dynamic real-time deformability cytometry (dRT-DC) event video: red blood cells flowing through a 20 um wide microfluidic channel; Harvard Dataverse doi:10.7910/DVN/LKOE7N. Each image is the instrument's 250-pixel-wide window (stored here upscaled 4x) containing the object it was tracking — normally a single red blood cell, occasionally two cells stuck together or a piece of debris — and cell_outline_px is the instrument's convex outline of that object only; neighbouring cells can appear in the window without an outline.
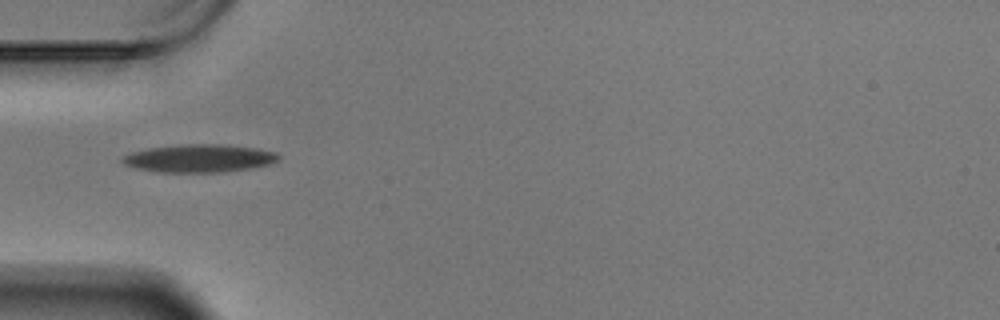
{"species": "Egyptian fruit bat (a non-hibernating species)", "species_latin": "Rousettus aegyptiacus", "temperature_condition": "warm", "stored_images_in_passage": 23, "camera_frame_rate_fps": 3000, "um_per_image_px": 0.085, "animal": {"sex": "male"}, "frame": {"image": 1, "passage_image": 1, "time_ms": 0.0, "image_size_px": [1000, 320], "cell_outline_px": [[280, 156], [276, 160], [268, 164], [248, 168], [224, 172], [160, 172], [136, 168], [124, 164], [120, 160], [124, 156], [132, 152], [148, 148], [180, 144], [220, 144], [256, 148], [276, 152]], "centroid_in_image_um": [16.9, 13.45], "position_along_channel_um": 68.1, "area_um2": 25.2}}
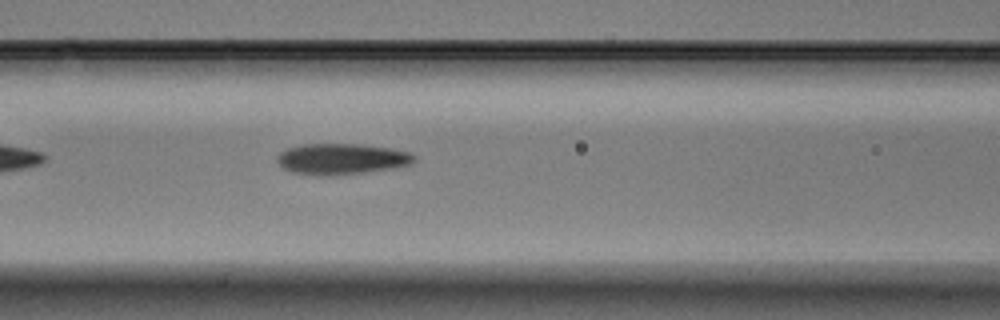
{"frame": {"image": 2, "passage_image": 7, "time_ms": 2.0, "image_size_px": [1000, 320], "cell_outline_px": [[416, 160], [408, 164], [396, 168], [364, 172], [292, 172], [284, 168], [276, 160], [276, 156], [280, 152], [288, 148], [304, 144], [360, 144], [388, 148], [412, 152], [416, 156]], "centroid_in_image_um": [29.1, 13.45], "position_along_channel_um": 137.5, "area_um2": 23.58}}
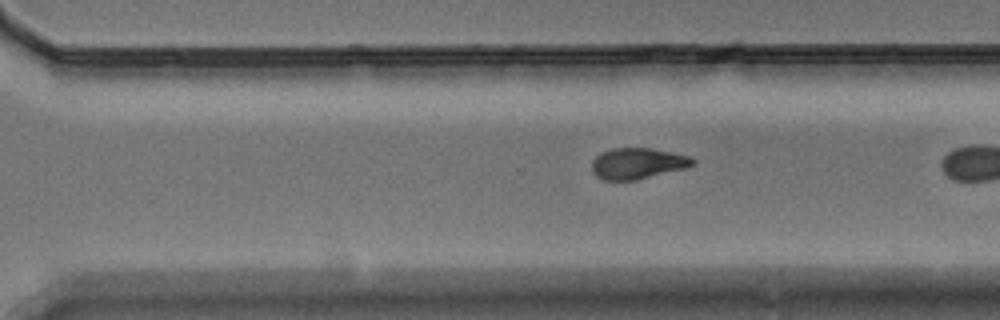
{"frame": {"image": 3, "passage_image": 20, "time_ms": 6.333, "image_size_px": [1000, 320], "cell_outline_px": [[696, 164], [684, 168], [636, 180], [604, 180], [596, 176], [592, 172], [592, 160], [600, 152], [612, 148], [652, 148], [688, 156], [696, 160]], "centroid_in_image_um": [54.16, 13.89], "position_along_channel_um": 316.4, "area_um2": 18.21}}